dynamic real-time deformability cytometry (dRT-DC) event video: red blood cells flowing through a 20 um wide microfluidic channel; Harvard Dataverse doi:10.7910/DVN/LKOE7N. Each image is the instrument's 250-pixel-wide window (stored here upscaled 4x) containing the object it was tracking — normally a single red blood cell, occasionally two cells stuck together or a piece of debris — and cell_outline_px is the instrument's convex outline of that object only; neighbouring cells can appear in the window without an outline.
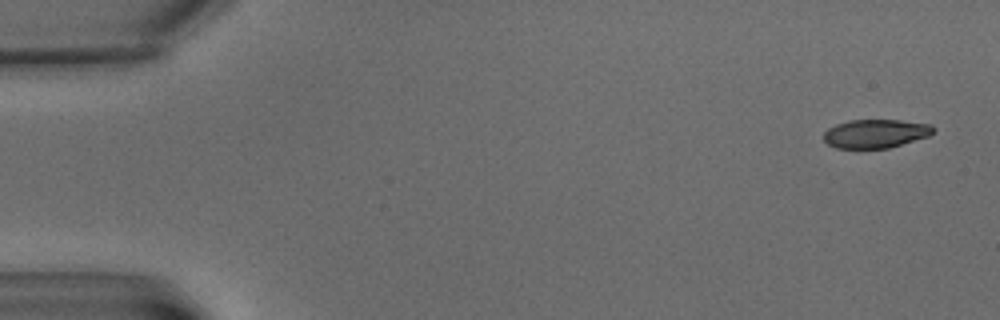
{"species": "common noctule bat (a hibernating species)", "species_latin": "Nyctalus noctula", "temperature_condition": "warm", "stored_images_in_passage": 10, "camera_frame_rate_fps": 3000, "um_per_image_px": 0.085, "animal": {"sex": "male", "body_mass_g": 15.6}, "frame": {"image": 1, "passage_image": 1, "time_ms": 0.0, "image_size_px": [1000, 320], "cell_outline_px": [[936, 128], [928, 136], [888, 148], [836, 148], [828, 144], [824, 140], [824, 132], [828, 128], [836, 124], [848, 120], [900, 120], [932, 124]], "centroid_in_image_um": [74.42, 11.34], "position_along_channel_um": 10.6, "area_um2": 18.26}}
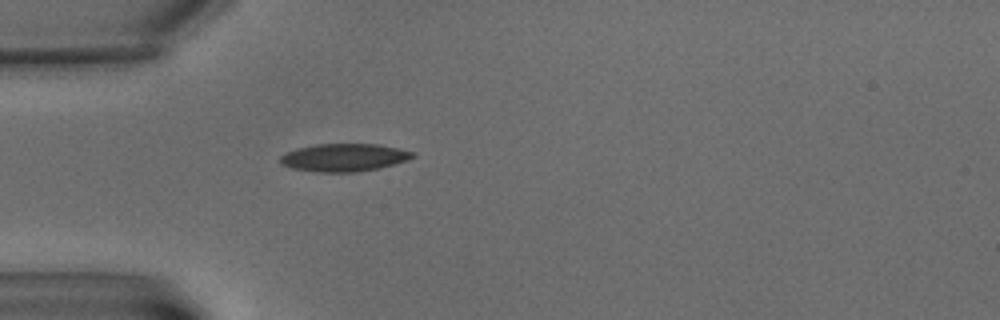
{"frame": {"image": 2, "passage_image": 6, "time_ms": 6.0, "image_size_px": [1000, 320], "cell_outline_px": [[416, 156], [408, 160], [380, 168], [356, 172], [320, 172], [292, 168], [280, 164], [280, 156], [296, 148], [316, 144], [380, 144], [416, 152]], "centroid_in_image_um": [29.28, 13.38], "position_along_channel_um": 55.7, "area_um2": 21.56}}